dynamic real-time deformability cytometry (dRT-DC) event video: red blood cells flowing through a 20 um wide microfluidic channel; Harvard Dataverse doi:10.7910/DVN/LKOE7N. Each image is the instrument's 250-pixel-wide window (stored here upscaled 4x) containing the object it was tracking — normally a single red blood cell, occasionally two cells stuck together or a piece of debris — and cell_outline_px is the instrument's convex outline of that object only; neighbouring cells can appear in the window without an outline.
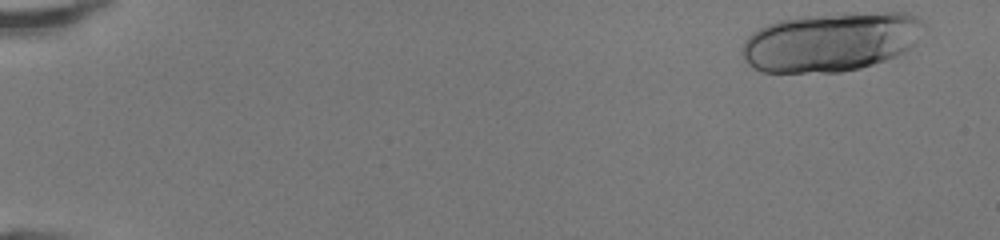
{"species": "human", "species_latin": "Homo sapiens", "temperature_condition": "room temperature", "stored_images_in_passage": 18, "camera_frame_rate_fps": 3000, "um_per_image_px": 0.085, "donor": {"sex": "female"}, "frame": {"image": 1, "passage_image": 1, "time_ms": 0.0, "image_size_px": [1000, 240], "cell_outline_px": [[924, 24], [916, 44], [904, 52], [896, 56], [860, 68], [840, 72], [764, 72], [752, 68], [744, 60], [744, 40], [752, 32], [768, 24], [780, 20], [800, 16], [848, 12], [904, 12], [916, 16], [924, 20]], "centroid_in_image_um": [70.65, 3.53], "position_along_channel_um": 14.3, "area_um2": 63.0}}
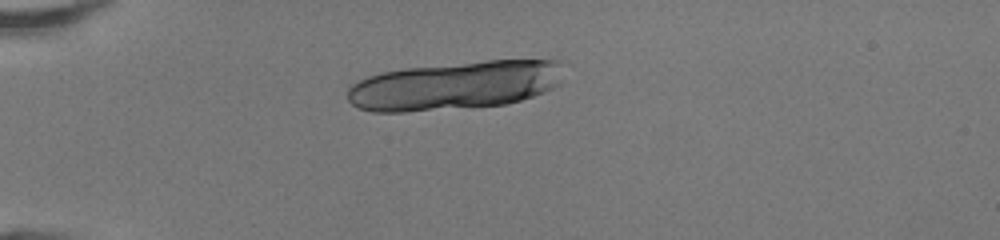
{"frame": {"image": 2, "passage_image": 12, "time_ms": 3.667, "image_size_px": [1000, 240], "cell_outline_px": [[560, 84], [544, 92], [520, 100], [504, 104], [404, 112], [372, 112], [356, 108], [348, 100], [348, 88], [352, 84], [368, 76], [380, 72], [404, 68], [488, 60], [560, 60]], "centroid_in_image_um": [38.61, 7.26], "position_along_channel_um": 46.4, "area_um2": 60.92}}